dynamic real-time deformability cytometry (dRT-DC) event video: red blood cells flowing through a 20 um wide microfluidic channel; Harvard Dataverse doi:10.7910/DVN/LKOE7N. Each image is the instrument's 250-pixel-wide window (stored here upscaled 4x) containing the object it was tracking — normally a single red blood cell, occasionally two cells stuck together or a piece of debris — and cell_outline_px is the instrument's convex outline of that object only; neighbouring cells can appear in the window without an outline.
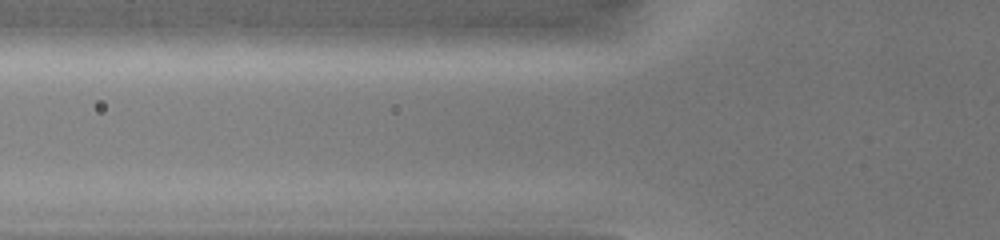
{"species": "common noctule bat (a hibernating species)", "species_latin": "Nyctalus noctula", "temperature_condition": "warm", "stored_images_in_passage": 3, "camera_frame_rate_fps": 3000, "um_per_image_px": 0.085, "animal": {"sex": "female", "body_mass_g": 19.0, "forearm_length_mm": 51.5}, "frame": {"image": 1, "passage_image": 2, "time_ms": 0.333, "image_size_px": [1000, 240], "cell_outline_px": [[596, 40], [580, 44], [552, 48], [448, 52], [404, 52], [396, 48], [396, 44], [404, 36], [412, 32], [436, 24], [572, 24]], "centroid_in_image_um": [41.77, 3.19], "position_along_channel_um": 84.0, "area_um2": 32.89}}